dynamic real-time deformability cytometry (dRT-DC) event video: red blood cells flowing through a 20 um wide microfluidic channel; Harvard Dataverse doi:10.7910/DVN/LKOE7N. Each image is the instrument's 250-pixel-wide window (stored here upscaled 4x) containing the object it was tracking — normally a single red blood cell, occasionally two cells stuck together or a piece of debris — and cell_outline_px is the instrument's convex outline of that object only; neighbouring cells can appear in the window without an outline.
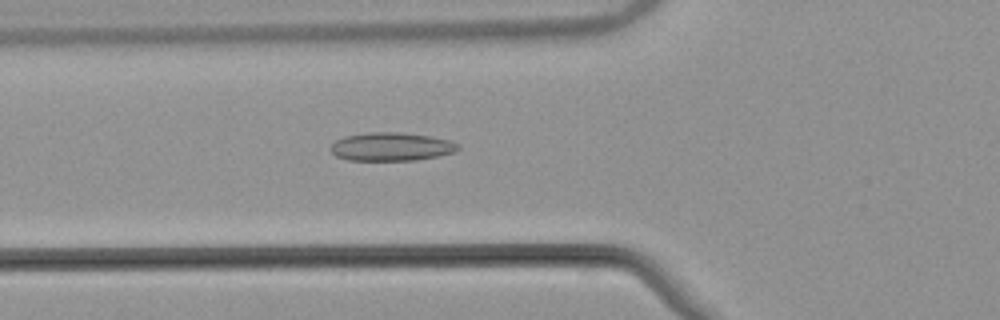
{"species": "common noctule bat (a hibernating species)", "species_latin": "Nyctalus noctula", "temperature_condition": "warm", "stored_images_in_passage": 54, "camera_frame_rate_fps": 3000, "um_per_image_px": 0.085, "animal": {"sex": "male", "body_mass_g": 21.5, "forearm_length_mm": 52.0}, "frame": {"image": 1, "passage_image": 20, "time_ms": 6.333, "image_size_px": [1000, 320], "cell_outline_px": [[460, 148], [452, 152], [436, 156], [416, 160], [348, 160], [336, 156], [328, 148], [336, 140], [344, 136], [368, 132], [400, 132], [428, 136], [448, 140], [460, 144]], "centroid_in_image_um": [33.22, 12.46], "position_along_channel_um": 92.6, "area_um2": 20.98}}
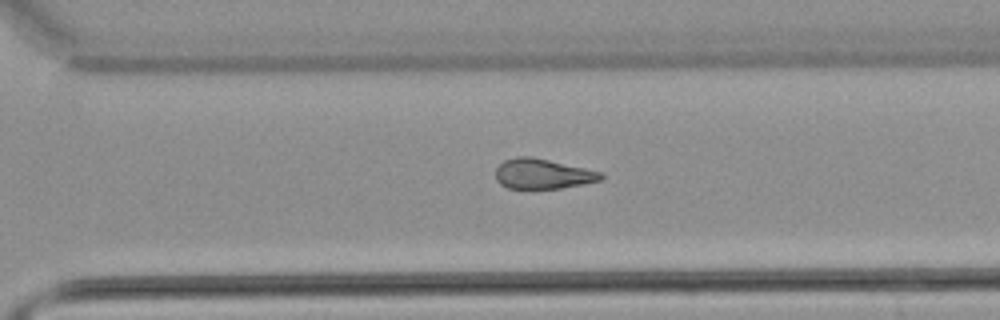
{"frame": {"image": 2, "passage_image": 38, "time_ms": 12.333, "image_size_px": [1000, 320], "cell_outline_px": [[604, 176], [600, 180], [584, 184], [560, 188], [508, 188], [500, 184], [496, 180], [496, 168], [504, 160], [516, 156], [532, 156], [604, 172]], "centroid_in_image_um": [46.14, 14.76], "position_along_channel_um": 324.5, "area_um2": 18.55}}
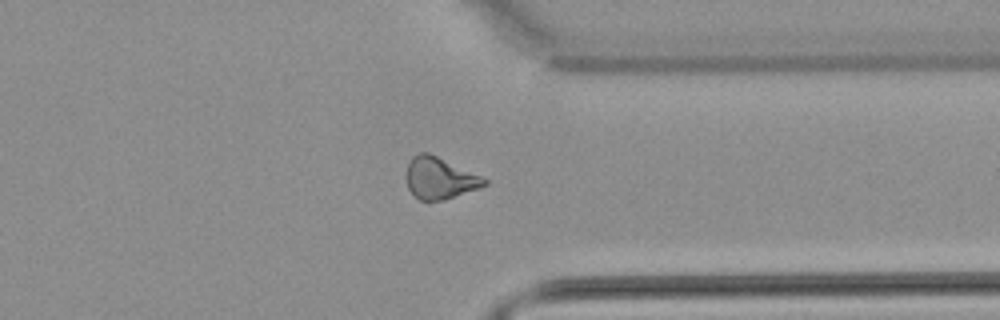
{"frame": {"image": 3, "passage_image": 42, "time_ms": 13.667, "image_size_px": [1000, 320], "cell_outline_px": [[488, 184], [480, 188], [444, 200], [420, 200], [408, 188], [408, 164], [412, 156], [420, 152], [428, 152], [480, 176], [488, 180]], "centroid_in_image_um": [37.39, 15.15], "position_along_channel_um": 374.0, "area_um2": 18.5}, "authors_computed_cell_mechanics": {"area_um2": 19.8832, "velocity_mm_per_s": 3.8679, "shape_relaxation_time_tau1_ms": null, "shape_relaxation_time_tau2_ms": 4.3531, "deformation_change_tau1": null, "deformation_change_tau2": 0.1228}}